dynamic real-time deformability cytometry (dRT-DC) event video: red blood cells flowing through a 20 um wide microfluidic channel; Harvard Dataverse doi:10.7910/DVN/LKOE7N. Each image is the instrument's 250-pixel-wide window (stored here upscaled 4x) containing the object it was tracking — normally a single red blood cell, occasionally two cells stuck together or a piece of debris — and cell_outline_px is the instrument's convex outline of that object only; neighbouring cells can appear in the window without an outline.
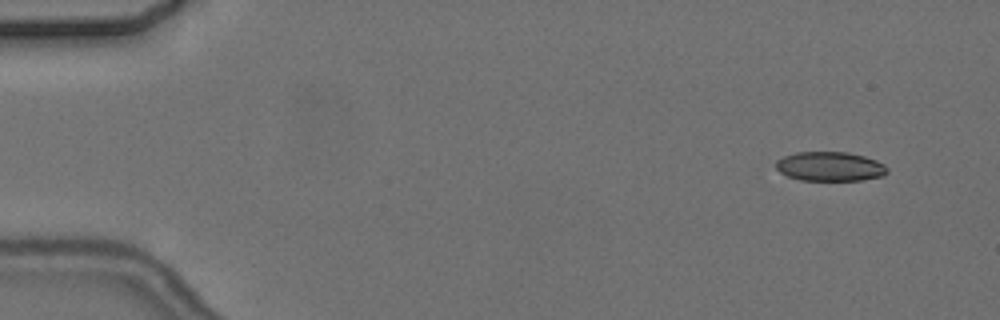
{"species": "common noctule bat (a hibernating species)", "species_latin": "Nyctalus noctula", "temperature_condition": "cold", "stored_images_in_passage": 6, "camera_frame_rate_fps": 3000, "um_per_image_px": 0.085, "animal": {"sex": "female", "body_mass_g": 24.6, "forearm_length_mm": 56.2}, "frame": {"image": 1, "passage_image": 1, "time_ms": 0.0, "image_size_px": [1000, 320], "cell_outline_px": [[888, 172], [884, 176], [860, 180], [800, 180], [788, 176], [780, 172], [776, 168], [776, 160], [784, 156], [796, 152], [848, 152], [864, 156], [876, 160], [884, 164], [888, 168]], "centroid_in_image_um": [70.56, 14.14], "position_along_channel_um": 14.4, "area_um2": 19.07}}
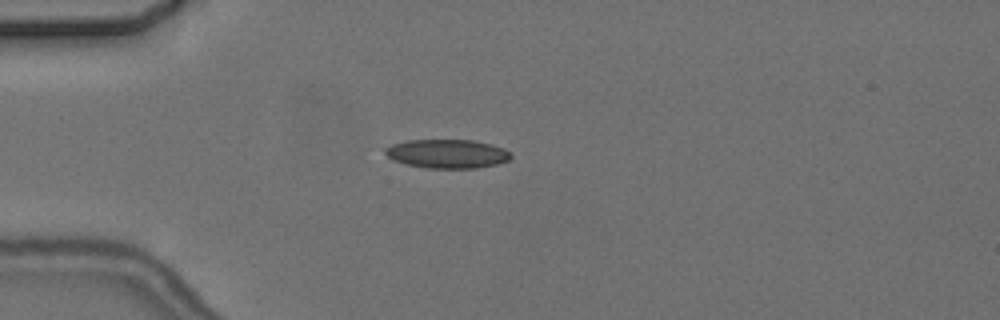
{"frame": {"image": 2, "passage_image": 4, "time_ms": 3.667, "image_size_px": [1000, 320], "cell_outline_px": [[512, 156], [508, 160], [496, 164], [476, 168], [428, 168], [408, 164], [392, 160], [384, 152], [384, 148], [392, 144], [408, 140], [472, 140], [492, 144], [504, 148], [512, 152]], "centroid_in_image_um": [38.03, 13.06], "position_along_channel_um": 47.0, "area_um2": 21.15}}
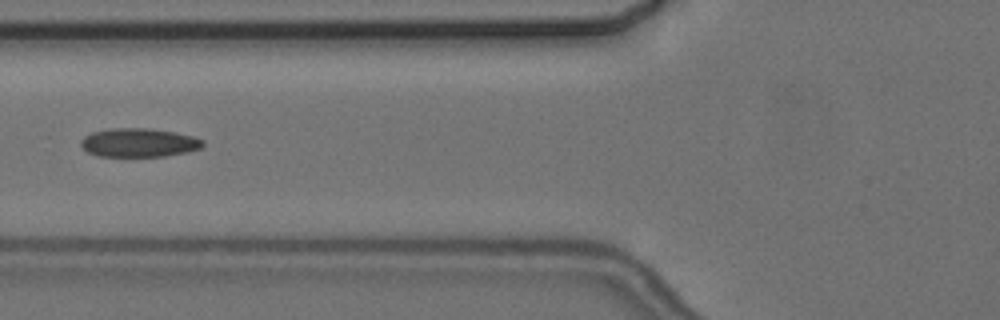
{"frame": {"image": 3, "passage_image": 6, "time_ms": 6.0, "image_size_px": [1000, 320], "cell_outline_px": [[204, 144], [200, 148], [188, 152], [164, 156], [96, 156], [88, 152], [80, 144], [80, 140], [84, 136], [92, 132], [112, 128], [148, 128], [176, 132], [192, 136], [204, 140]], "centroid_in_image_um": [11.8, 12.12], "position_along_channel_um": 114.0, "area_um2": 20.46}}